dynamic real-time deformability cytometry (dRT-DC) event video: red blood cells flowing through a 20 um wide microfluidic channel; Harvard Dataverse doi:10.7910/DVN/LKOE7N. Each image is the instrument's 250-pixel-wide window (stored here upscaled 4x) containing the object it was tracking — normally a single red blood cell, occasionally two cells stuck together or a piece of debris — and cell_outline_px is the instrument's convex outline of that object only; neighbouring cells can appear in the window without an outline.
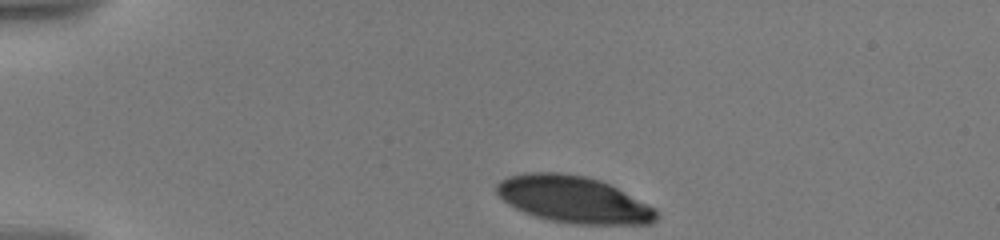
{"species": "human", "species_latin": "Homo sapiens", "temperature_condition": "warm", "stored_images_in_passage": 49, "camera_frame_rate_fps": 3000, "um_per_image_px": 0.085, "donor": {"sex": "male"}, "frame": {"image": 1, "passage_image": 1, "time_ms": 0.0, "image_size_px": [1000, 240], "cell_outline_px": [[656, 220], [648, 224], [568, 224], [548, 220], [524, 212], [508, 204], [496, 192], [496, 184], [500, 180], [508, 176], [528, 172], [556, 172], [588, 176], [600, 180], [656, 208]], "centroid_in_image_um": [48.72, 16.95], "position_along_channel_um": 36.3, "area_um2": 43.41}}
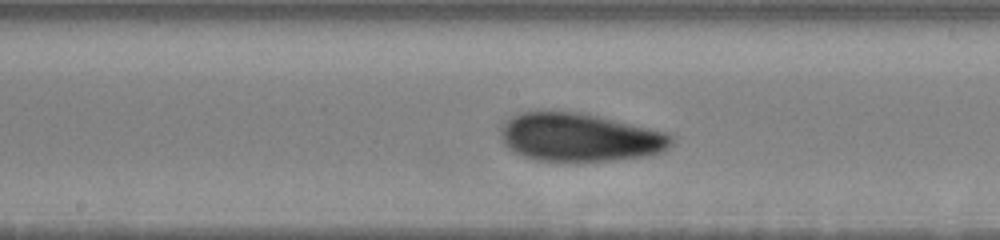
{"frame": {"image": 2, "passage_image": 21, "time_ms": 6.333, "image_size_px": [1000, 240], "cell_outline_px": [[672, 144], [660, 152], [644, 156], [616, 160], [576, 164], [532, 160], [520, 156], [512, 152], [504, 144], [504, 124], [512, 116], [520, 112], [580, 112], [600, 116], [664, 132], [672, 136]], "centroid_in_image_um": [49.26, 11.73], "position_along_channel_um": 198.9, "area_um2": 48.44}}
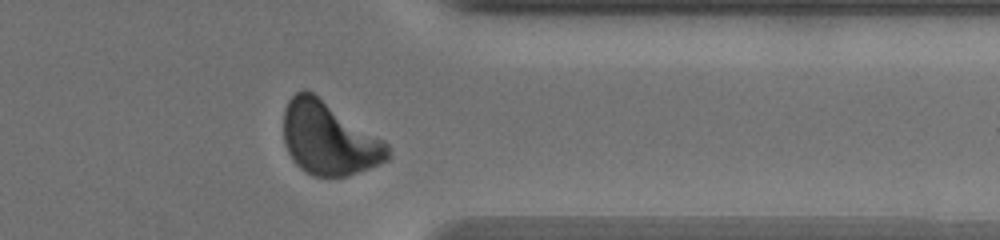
{"frame": {"image": 3, "passage_image": 38, "time_ms": 11.667, "image_size_px": [1000, 240], "cell_outline_px": [[392, 156], [388, 160], [348, 176], [312, 176], [300, 168], [292, 160], [284, 144], [284, 108], [288, 100], [296, 92], [304, 88], [312, 92], [384, 140], [388, 144]], "centroid_in_image_um": [27.94, 11.78], "position_along_channel_um": 383.5, "area_um2": 44.33}, "authors_computed_cell_mechanics": {"area_um2": 45.662, "velocity_mm_per_s": 3.5197, "shape_relaxation_time_tau1_ms": 3.8226, "shape_relaxation_time_tau2_ms": 1.757, "deformation_change_tau1": 0.1389, "deformation_change_tau2": 0.0698}}